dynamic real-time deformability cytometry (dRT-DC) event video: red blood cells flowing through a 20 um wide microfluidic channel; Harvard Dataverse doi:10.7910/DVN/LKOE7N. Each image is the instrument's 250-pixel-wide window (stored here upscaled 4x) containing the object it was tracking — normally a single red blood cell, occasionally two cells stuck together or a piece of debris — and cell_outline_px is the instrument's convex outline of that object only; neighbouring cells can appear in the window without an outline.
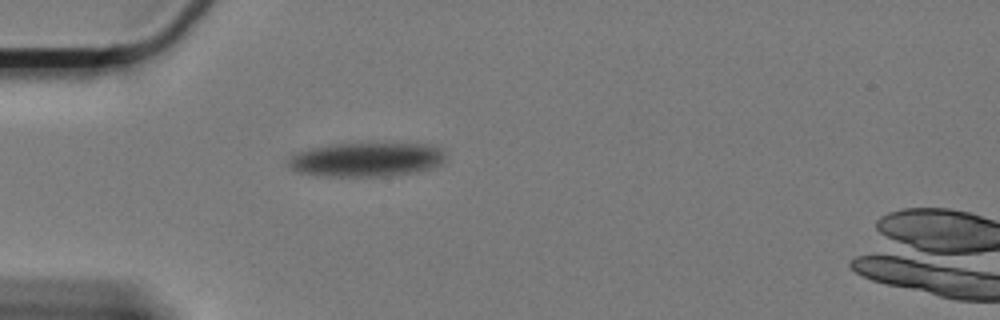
{"species": "Egyptian fruit bat (a non-hibernating species)", "species_latin": "Rousettus aegyptiacus", "temperature_condition": "cold", "stored_images_in_passage": 50, "camera_frame_rate_fps": 3000, "um_per_image_px": 0.085, "animal": {"sex": "female"}, "frame": {"image": 1, "passage_image": 1, "time_ms": 0.0, "image_size_px": [1000, 320], "cell_outline_px": [[444, 164], [432, 168], [388, 176], [324, 176], [296, 172], [288, 168], [288, 160], [296, 152], [312, 148], [332, 144], [424, 144], [440, 148], [444, 152]], "centroid_in_image_um": [31.12, 13.57], "position_along_channel_um": 53.9, "area_um2": 31.1}}
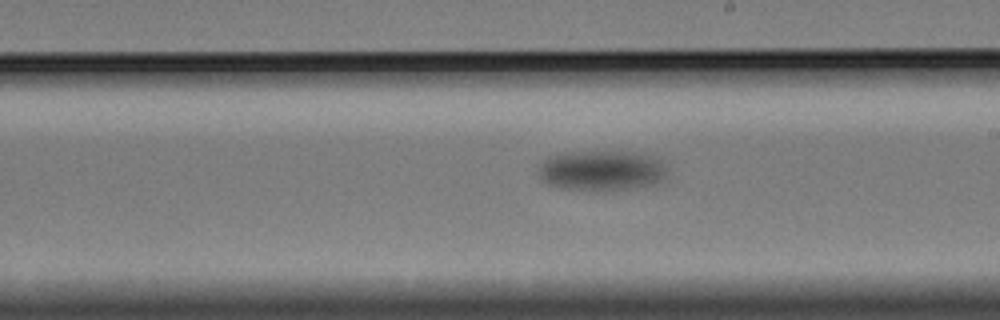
{"frame": {"image": 2, "passage_image": 21, "time_ms": 6.667, "image_size_px": [1000, 320], "cell_outline_px": [[668, 176], [660, 184], [644, 188], [608, 192], [604, 192], [560, 188], [548, 184], [540, 176], [540, 168], [548, 156], [568, 152], [628, 152], [652, 156], [660, 160]], "centroid_in_image_um": [51.22, 14.55], "position_along_channel_um": 237.8, "area_um2": 30.75}}
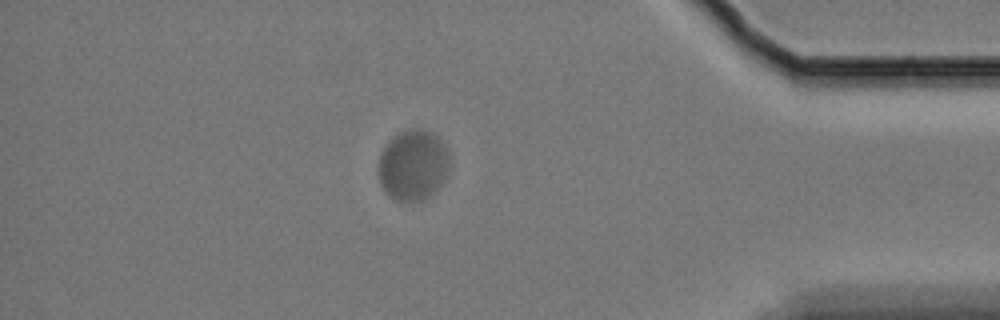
{"frame": {"image": 3, "passage_image": 41, "time_ms": 13.333, "image_size_px": [1000, 320], "cell_outline_px": [[452, 164], [448, 172], [436, 192], [424, 200], [412, 204], [408, 204], [396, 200], [380, 184], [380, 152], [400, 132], [408, 128], [424, 128], [432, 132], [440, 140]], "centroid_in_image_um": [35.16, 14.07], "position_along_channel_um": 400.0, "area_um2": 29.36}, "authors_computed_cell_mechanics": {"area_um2": 29.767, "velocity_mm_per_s": 2.9396, "shape_relaxation_time_tau1_ms": 5.8989, "shape_relaxation_time_tau2_ms": null, "deformation_change_tau1": 0.1698, "deformation_change_tau2": null}}